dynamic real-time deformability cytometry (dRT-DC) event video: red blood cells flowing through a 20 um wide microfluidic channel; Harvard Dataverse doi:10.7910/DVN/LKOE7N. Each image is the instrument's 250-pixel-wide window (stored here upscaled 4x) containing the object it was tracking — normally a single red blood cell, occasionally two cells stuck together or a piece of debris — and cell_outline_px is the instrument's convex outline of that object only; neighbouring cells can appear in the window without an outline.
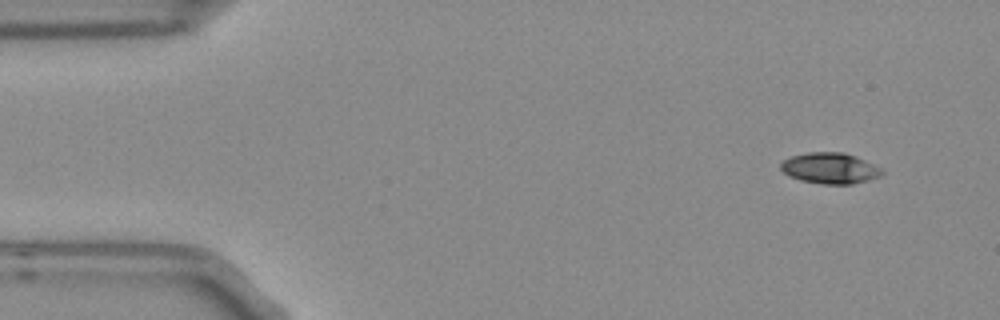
{"species": "Egyptian fruit bat (a non-hibernating species)", "species_latin": "Rousettus aegyptiacus", "temperature_condition": "room temperature", "stored_images_in_passage": 4, "camera_frame_rate_fps": 3000, "um_per_image_px": 0.085, "frame": {"image": 1, "passage_image": 1, "time_ms": 0.0, "image_size_px": [1000, 320], "cell_outline_px": [[884, 172], [880, 176], [868, 180], [852, 184], [820, 184], [800, 180], [788, 176], [780, 168], [780, 164], [784, 160], [792, 156], [808, 152], [844, 152], [856, 156], [880, 168]], "centroid_in_image_um": [70.53, 14.3], "position_along_channel_um": 14.5, "area_um2": 18.21}}
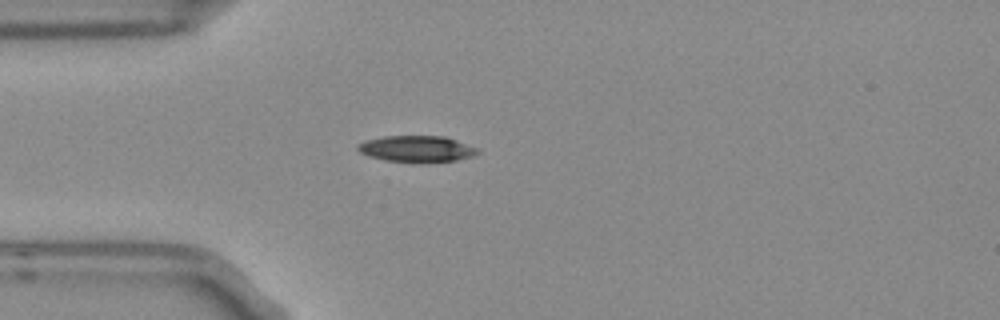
{"frame": {"image": 2, "passage_image": 4, "time_ms": 1.0, "image_size_px": [1000, 320], "cell_outline_px": [[480, 152], [472, 156], [456, 160], [428, 164], [412, 164], [384, 160], [368, 156], [360, 152], [356, 148], [360, 144], [368, 140], [384, 136], [444, 136], [480, 148]], "centroid_in_image_um": [35.47, 12.69], "position_along_channel_um": 49.5, "area_um2": 18.9}}